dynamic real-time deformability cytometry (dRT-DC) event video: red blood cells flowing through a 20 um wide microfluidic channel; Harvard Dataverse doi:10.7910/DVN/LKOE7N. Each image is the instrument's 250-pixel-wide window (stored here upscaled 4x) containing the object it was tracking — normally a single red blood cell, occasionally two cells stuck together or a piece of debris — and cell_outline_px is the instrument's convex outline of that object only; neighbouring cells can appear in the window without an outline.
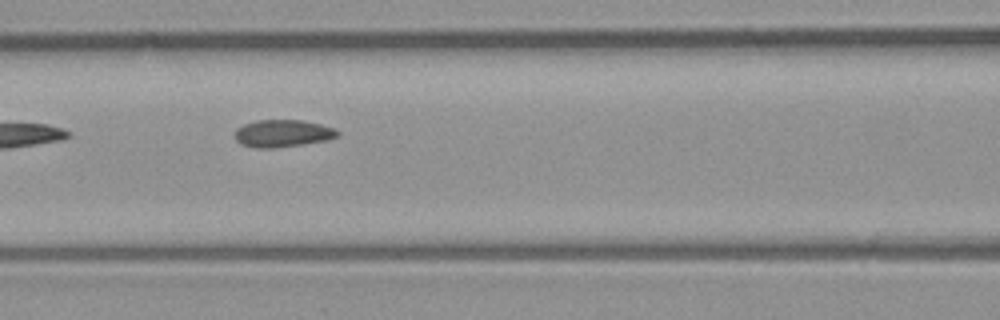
{"species": "common noctule bat (a hibernating species)", "species_latin": "Nyctalus noctula", "temperature_condition": "room temperature", "stored_images_in_passage": 9, "camera_frame_rate_fps": 3000, "um_per_image_px": 0.085, "animal": {"sex": "male", "body_mass_g": 23.1, "forearm_length_mm": 52.7}, "frame": {"image": 1, "passage_image": 6, "time_ms": 1.667, "image_size_px": [1000, 320], "cell_outline_px": [[340, 136], [328, 140], [276, 148], [256, 148], [240, 144], [236, 140], [236, 128], [244, 124], [256, 120], [304, 120], [320, 124], [332, 128], [340, 132]], "centroid_in_image_um": [24.03, 11.34], "position_along_channel_um": 142.6, "area_um2": 16.42}}
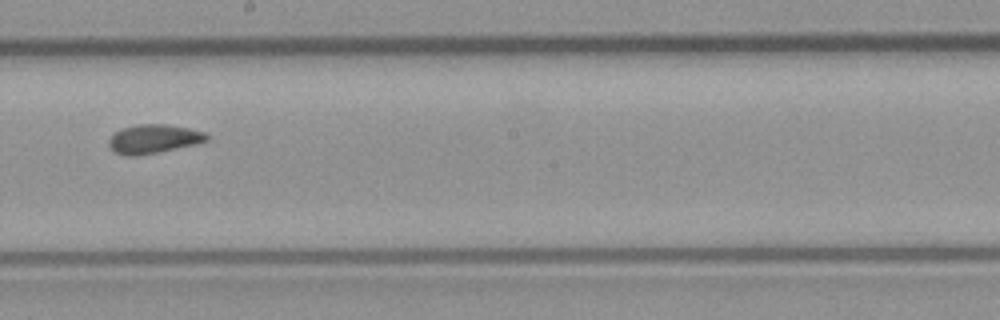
{"frame": {"image": 2, "passage_image": 8, "time_ms": 2.333, "image_size_px": [1000, 320], "cell_outline_px": [[208, 140], [196, 144], [136, 156], [128, 156], [116, 152], [108, 144], [108, 140], [120, 128], [136, 124], [164, 124], [188, 128], [204, 132], [208, 136]], "centroid_in_image_um": [13.04, 11.79], "position_along_channel_um": 235.2, "area_um2": 16.24}}
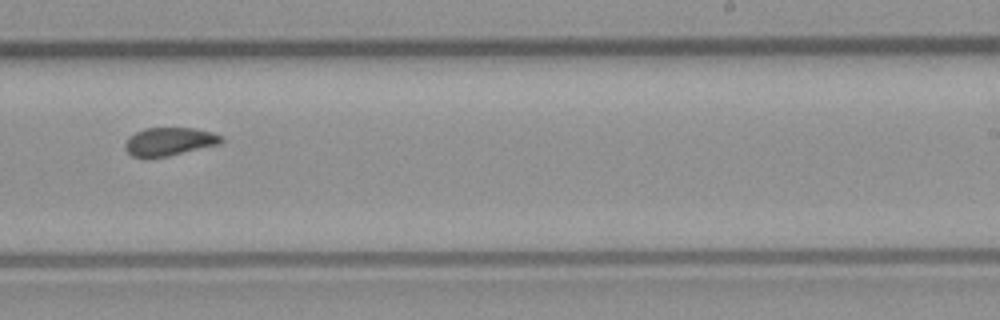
{"frame": {"image": 3, "passage_image": 9, "time_ms": 2.667, "image_size_px": [1000, 320], "cell_outline_px": [[224, 140], [220, 144], [168, 156], [132, 156], [124, 148], [124, 144], [128, 136], [144, 128], [196, 128], [212, 132], [224, 136]], "centroid_in_image_um": [14.42, 12.01], "position_along_channel_um": 274.6, "area_um2": 15.78}}